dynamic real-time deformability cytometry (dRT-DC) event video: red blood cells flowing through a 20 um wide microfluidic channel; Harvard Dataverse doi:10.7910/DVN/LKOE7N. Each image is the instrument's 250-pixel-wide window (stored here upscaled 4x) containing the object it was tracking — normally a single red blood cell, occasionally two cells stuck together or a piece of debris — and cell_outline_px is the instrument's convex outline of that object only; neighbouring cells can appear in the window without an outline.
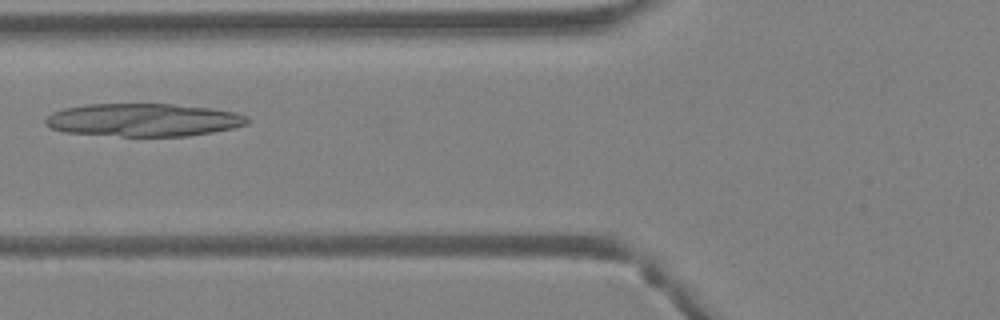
{"species": "Egyptian fruit bat (a non-hibernating species)", "species_latin": "Rousettus aegyptiacus", "temperature_condition": "warm", "stored_images_in_passage": 10, "camera_frame_rate_fps": 3000, "um_per_image_px": 0.085, "animal": {"sex": "female"}, "frame": {"image": 1, "passage_image": 4, "time_ms": 1.0, "image_size_px": [1000, 320], "cell_outline_px": [[248, 124], [232, 128], [212, 132], [188, 136], [120, 136], [60, 132], [44, 124], [44, 120], [52, 112], [64, 108], [88, 104], [172, 104], [208, 108], [236, 112], [248, 116]], "centroid_in_image_um": [12.16, 10.2], "position_along_channel_um": 113.6, "area_um2": 38.84}}
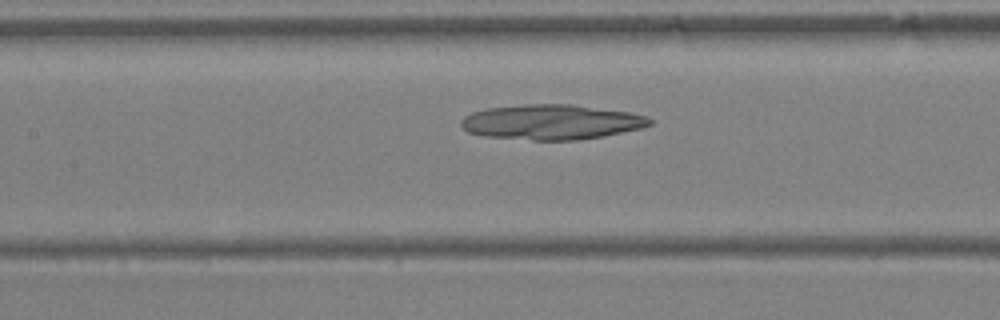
{"frame": {"image": 2, "passage_image": 7, "time_ms": 2.0, "image_size_px": [1000, 320], "cell_outline_px": [[652, 124], [644, 128], [604, 136], [580, 140], [532, 140], [484, 136], [468, 132], [460, 124], [460, 120], [464, 116], [472, 112], [484, 108], [524, 104], [572, 104], [628, 112], [648, 116], [652, 120]], "centroid_in_image_um": [46.88, 10.37], "position_along_channel_um": 160.5, "area_um2": 38.84}}